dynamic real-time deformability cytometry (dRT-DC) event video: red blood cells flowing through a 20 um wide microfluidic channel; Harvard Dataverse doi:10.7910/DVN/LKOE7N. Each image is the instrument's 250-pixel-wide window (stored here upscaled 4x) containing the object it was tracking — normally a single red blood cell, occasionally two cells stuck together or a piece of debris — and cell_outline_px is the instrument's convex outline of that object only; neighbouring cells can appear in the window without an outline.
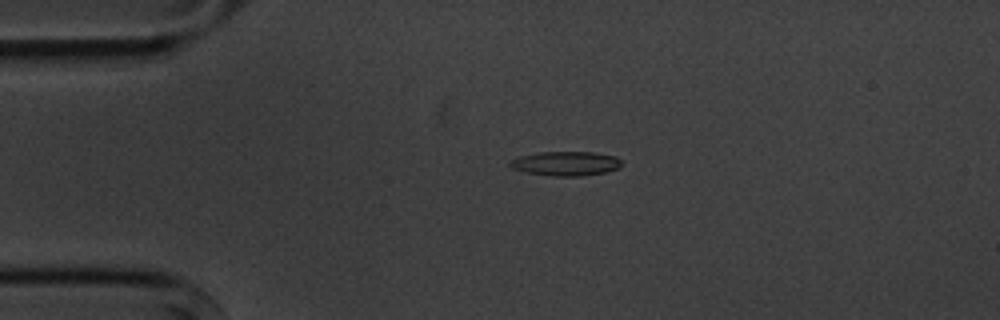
{"species": "common noctule bat (a hibernating species)", "species_latin": "Nyctalus noctula", "temperature_condition": "cold", "stored_images_in_passage": 6, "camera_frame_rate_fps": 3000, "um_per_image_px": 0.085, "animal": {"sex": "male", "body_mass_g": 20.1, "forearm_length_mm": 53.5}, "frame": {"image": 1, "passage_image": 4, "time_ms": 3.333, "image_size_px": [1000, 320], "cell_outline_px": [[620, 164], [616, 168], [604, 172], [580, 176], [552, 176], [524, 172], [512, 168], [508, 164], [512, 160], [520, 156], [540, 152], [596, 152], [616, 156], [620, 160]], "centroid_in_image_um": [48.06, 13.89], "position_along_channel_um": 36.9, "area_um2": 15.66}}
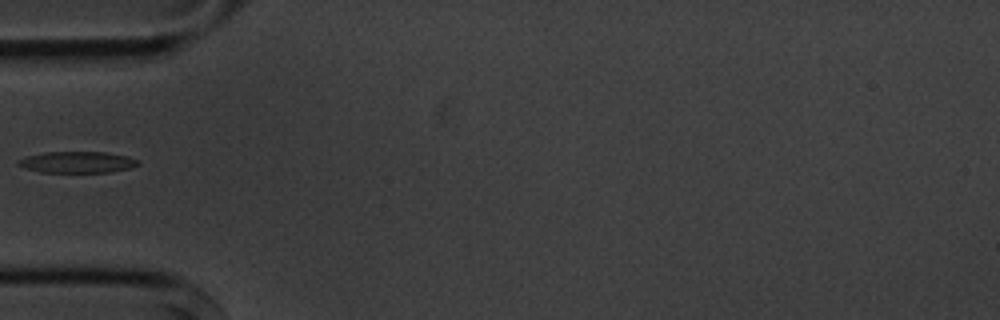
{"frame": {"image": 2, "passage_image": 5, "time_ms": 5.333, "image_size_px": [1000, 320], "cell_outline_px": [[140, 164], [132, 168], [108, 172], [40, 172], [24, 168], [16, 164], [16, 160], [28, 156], [44, 152], [104, 152], [128, 156], [140, 160]], "centroid_in_image_um": [6.58, 13.78], "position_along_channel_um": 78.4, "area_um2": 15.03}}
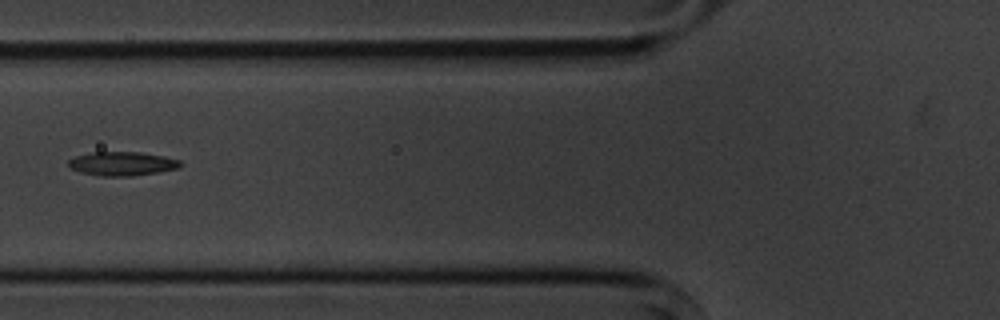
{"frame": {"image": 3, "passage_image": 6, "time_ms": 6.333, "image_size_px": [1000, 320], "cell_outline_px": [[184, 164], [180, 168], [132, 176], [100, 176], [80, 172], [72, 168], [68, 164], [68, 160], [76, 156], [92, 152], [140, 152], [164, 156], [180, 160]], "centroid_in_image_um": [10.42, 13.91], "position_along_channel_um": 115.4, "area_um2": 15.61}}